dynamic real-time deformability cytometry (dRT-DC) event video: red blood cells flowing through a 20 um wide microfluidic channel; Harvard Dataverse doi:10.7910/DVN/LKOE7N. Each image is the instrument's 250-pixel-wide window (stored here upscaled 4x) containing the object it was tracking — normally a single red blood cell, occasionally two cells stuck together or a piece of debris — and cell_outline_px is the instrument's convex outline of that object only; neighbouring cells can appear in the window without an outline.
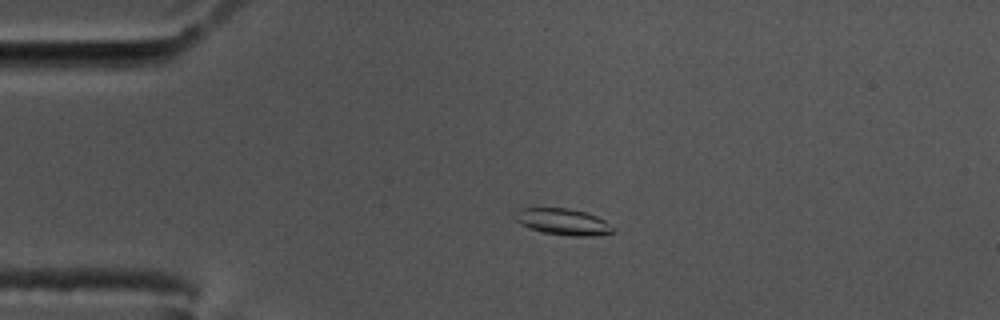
{"species": "common noctule bat (a hibernating species)", "species_latin": "Nyctalus noctula", "temperature_condition": "cold", "stored_images_in_passage": 51, "camera_frame_rate_fps": 3000, "um_per_image_px": 0.085, "animal": {"sex": "male", "body_mass_g": 17.5, "forearm_length_mm": 52.3}, "frame": {"image": 1, "passage_image": 13, "time_ms": 4.0, "image_size_px": [1000, 320], "cell_outline_px": [[616, 232], [600, 236], [568, 236], [540, 232], [528, 228], [520, 224], [512, 216], [512, 212], [516, 208], [568, 208], [584, 212], [596, 216], [604, 220], [616, 228]], "centroid_in_image_um": [47.83, 18.86], "position_along_channel_um": 37.2, "area_um2": 15.61}}
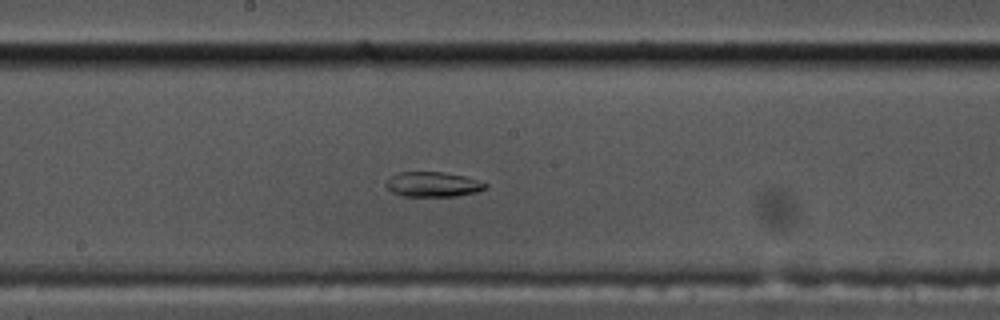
{"frame": {"image": 2, "passage_image": 31, "time_ms": 10.0, "image_size_px": [1000, 320], "cell_outline_px": [[488, 184], [484, 188], [476, 192], [456, 196], [404, 196], [392, 192], [384, 184], [392, 176], [400, 172], [440, 172], [464, 176]], "centroid_in_image_um": [36.77, 15.67], "position_along_channel_um": 211.4, "area_um2": 14.16}}
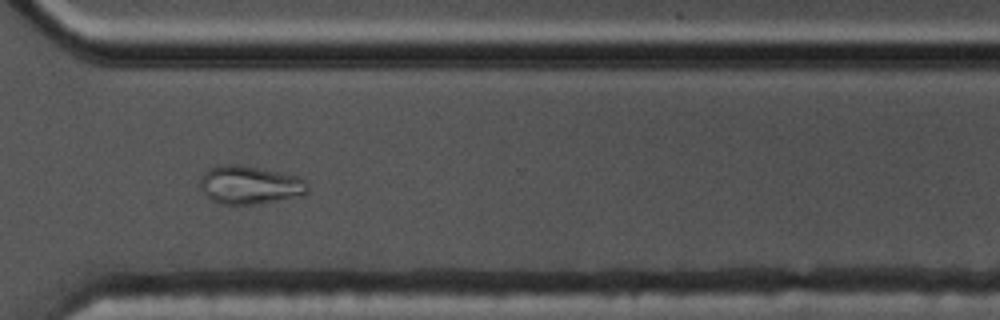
{"frame": {"image": 3, "passage_image": 43, "time_ms": 14.0, "image_size_px": [1000, 320], "cell_outline_px": [[308, 192], [304, 196], [260, 204], [220, 204], [212, 200], [200, 188], [200, 176], [208, 168], [220, 164], [236, 164], [300, 176], [308, 184]], "centroid_in_image_um": [21.25, 15.73], "position_along_channel_um": 349.3, "area_um2": 24.33}, "authors_computed_cell_mechanics": {"area_um2": 15.4904, "velocity_mm_per_s": 3.4489, "shape_relaxation_time_tau1_ms": null, "shape_relaxation_time_tau2_ms": 6.706, "deformation_change_tau1": null, "deformation_change_tau2": 0.1133}}